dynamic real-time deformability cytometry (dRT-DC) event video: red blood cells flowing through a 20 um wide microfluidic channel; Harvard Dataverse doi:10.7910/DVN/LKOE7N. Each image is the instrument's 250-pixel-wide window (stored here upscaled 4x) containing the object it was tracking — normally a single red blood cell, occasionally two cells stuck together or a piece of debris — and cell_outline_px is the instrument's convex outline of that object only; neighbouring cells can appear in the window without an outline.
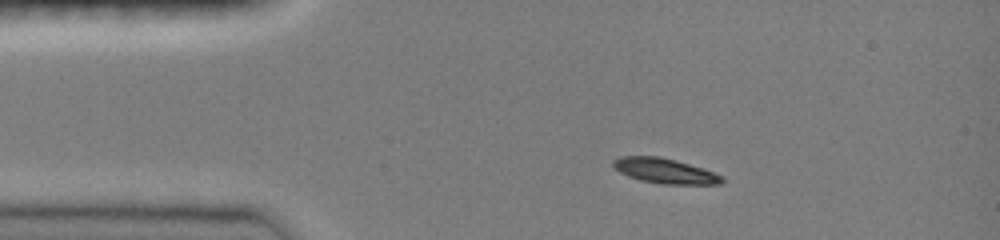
{"species": "common noctule bat (a hibernating species)", "species_latin": "Nyctalus noctula", "temperature_condition": "room temperature", "stored_images_in_passage": 39, "camera_frame_rate_fps": 3000, "um_per_image_px": 0.085, "animal": {"sex": "female", "body_mass_g": 19.0, "forearm_length_mm": 51.5}, "frame": {"image": 1, "passage_image": 1, "time_ms": 0.0, "image_size_px": [1000, 240], "cell_outline_px": [[724, 180], [720, 184], [660, 184], [640, 180], [628, 176], [612, 168], [612, 160], [620, 156], [660, 156], [676, 160], [704, 168], [724, 176]], "centroid_in_image_um": [56.5, 14.52], "position_along_channel_um": 28.5, "area_um2": 16.13}}
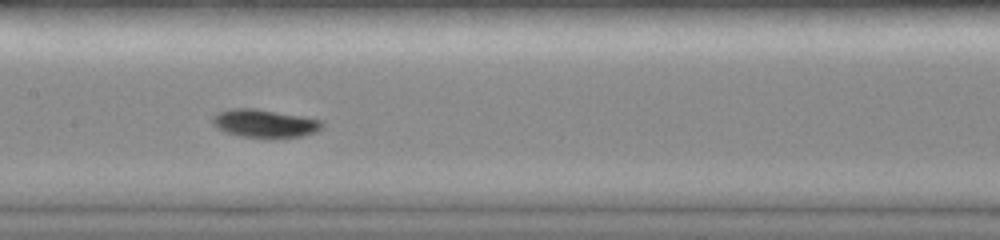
{"frame": {"image": 2, "passage_image": 16, "time_ms": 5.0, "image_size_px": [1000, 240], "cell_outline_px": [[324, 128], [316, 132], [304, 136], [272, 140], [240, 136], [224, 132], [216, 128], [212, 124], [212, 116], [216, 112], [228, 108], [256, 108], [324, 120]], "centroid_in_image_um": [22.5, 10.52], "position_along_channel_um": 184.9, "area_um2": 18.9}}
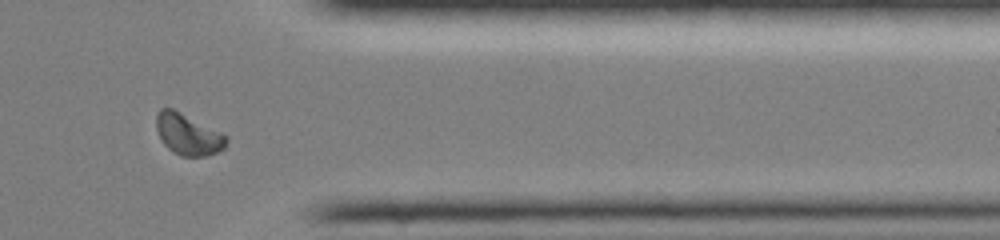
{"frame": {"image": 3, "passage_image": 32, "time_ms": 10.333, "image_size_px": [1000, 240], "cell_outline_px": [[228, 140], [224, 148], [216, 152], [204, 156], [180, 156], [168, 148], [160, 140], [156, 128], [156, 116], [160, 108], [172, 108], [228, 136]], "centroid_in_image_um": [15.96, 11.43], "position_along_channel_um": 395.4, "area_um2": 16.65}, "authors_computed_cell_mechanics": {"area_um2": 16.5886, "velocity_mm_per_s": 3.9993, "shape_relaxation_time_tau1_ms": 3.7033, "shape_relaxation_time_tau2_ms": 9.5518, "deformation_change_tau1": 0.1439, "deformation_change_tau2": 0.1192}}